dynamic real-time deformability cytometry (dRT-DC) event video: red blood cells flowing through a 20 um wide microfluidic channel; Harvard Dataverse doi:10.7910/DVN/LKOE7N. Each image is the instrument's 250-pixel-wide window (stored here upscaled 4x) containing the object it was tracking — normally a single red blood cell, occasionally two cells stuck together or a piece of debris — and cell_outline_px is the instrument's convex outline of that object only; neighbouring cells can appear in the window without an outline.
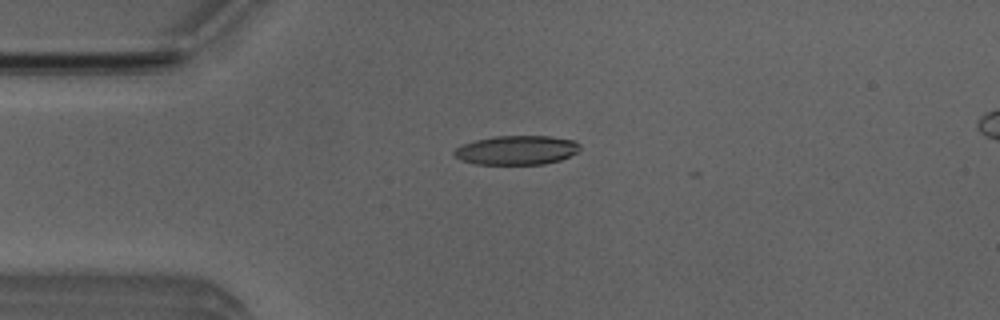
{"species": "Egyptian fruit bat (a non-hibernating species)", "species_latin": "Rousettus aegyptiacus", "temperature_condition": "room temperature", "stored_images_in_passage": 13, "camera_frame_rate_fps": 3000, "um_per_image_px": 0.085, "animal": {"sex": "male"}, "frame": {"image": 1, "passage_image": 12, "time_ms": 3.667, "image_size_px": [1000, 320], "cell_outline_px": [[580, 148], [576, 152], [560, 160], [544, 164], [476, 164], [460, 160], [452, 152], [456, 148], [464, 144], [476, 140], [496, 136], [552, 136], [572, 140], [580, 144]], "centroid_in_image_um": [43.91, 12.76], "position_along_channel_um": 41.1, "area_um2": 21.21}}